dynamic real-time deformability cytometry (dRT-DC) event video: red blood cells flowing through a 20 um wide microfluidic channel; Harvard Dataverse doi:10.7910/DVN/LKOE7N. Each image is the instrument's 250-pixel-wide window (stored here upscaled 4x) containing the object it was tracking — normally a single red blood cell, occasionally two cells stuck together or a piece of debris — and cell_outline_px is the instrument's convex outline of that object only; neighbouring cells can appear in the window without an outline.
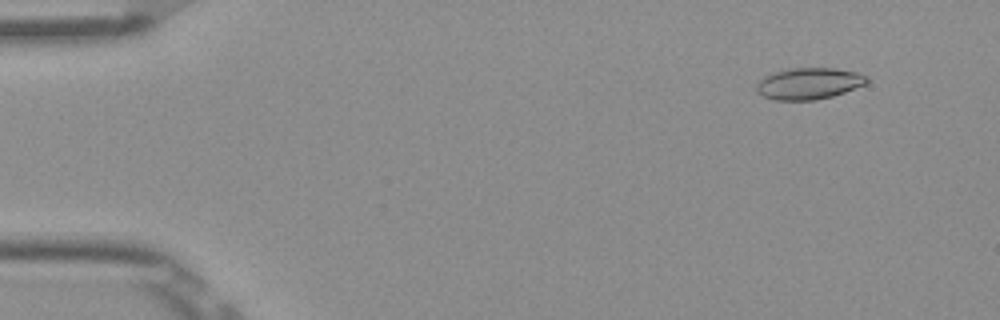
{"species": "Egyptian fruit bat (a non-hibernating species)", "species_latin": "Rousettus aegyptiacus", "temperature_condition": "room temperature", "stored_images_in_passage": 15, "camera_frame_rate_fps": 3000, "um_per_image_px": 0.085, "frame": {"image": 1, "passage_image": 5, "time_ms": 1.333, "image_size_px": [1000, 320], "cell_outline_px": [[868, 80], [864, 84], [844, 92], [832, 96], [816, 100], [776, 100], [764, 96], [756, 92], [756, 84], [764, 76], [788, 68], [832, 68], [856, 72], [868, 76]], "centroid_in_image_um": [68.73, 7.1], "position_along_channel_um": 16.3, "area_um2": 20.11}}